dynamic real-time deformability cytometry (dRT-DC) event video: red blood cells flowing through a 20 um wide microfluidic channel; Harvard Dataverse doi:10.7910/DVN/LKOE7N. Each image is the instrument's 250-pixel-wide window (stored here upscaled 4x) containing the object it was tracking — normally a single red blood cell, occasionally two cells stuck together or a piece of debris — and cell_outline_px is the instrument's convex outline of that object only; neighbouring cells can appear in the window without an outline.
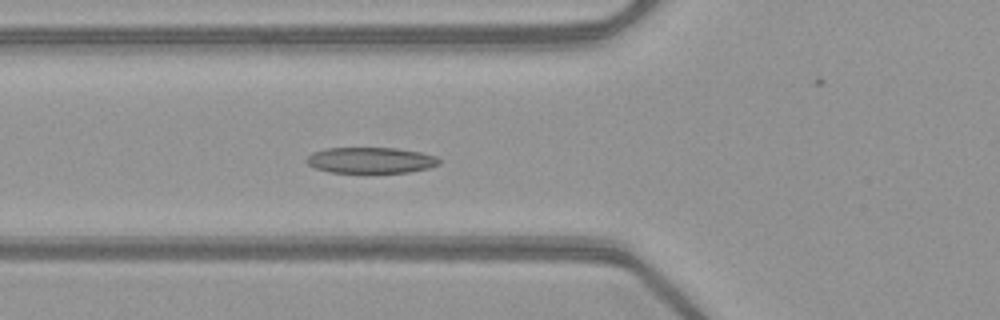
{"species": "common noctule bat (a hibernating species)", "species_latin": "Nyctalus noctula", "temperature_condition": "warm", "stored_images_in_passage": 36, "camera_frame_rate_fps": 3000, "um_per_image_px": 0.085, "animal": {"sex": "female", "body_mass_g": 21.9}, "frame": {"image": 1, "passage_image": 7, "time_ms": 2.0, "image_size_px": [1000, 320], "cell_outline_px": [[440, 164], [428, 168], [408, 172], [328, 172], [316, 168], [308, 164], [304, 160], [312, 152], [324, 148], [396, 148], [420, 152], [436, 156], [440, 160]], "centroid_in_image_um": [31.49, 13.61], "position_along_channel_um": 94.3, "area_um2": 20.0}}
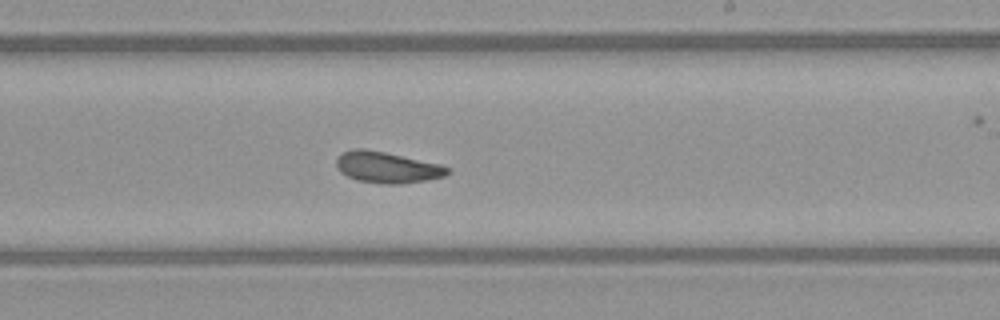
{"frame": {"image": 2, "passage_image": 19, "time_ms": 6.0, "image_size_px": [1000, 320], "cell_outline_px": [[452, 172], [444, 176], [428, 180], [400, 184], [384, 184], [356, 180], [340, 172], [336, 168], [336, 160], [340, 152], [352, 148], [364, 148], [384, 152], [440, 164], [448, 168]], "centroid_in_image_um": [32.86, 14.22], "position_along_channel_um": 256.1, "area_um2": 20.35}}
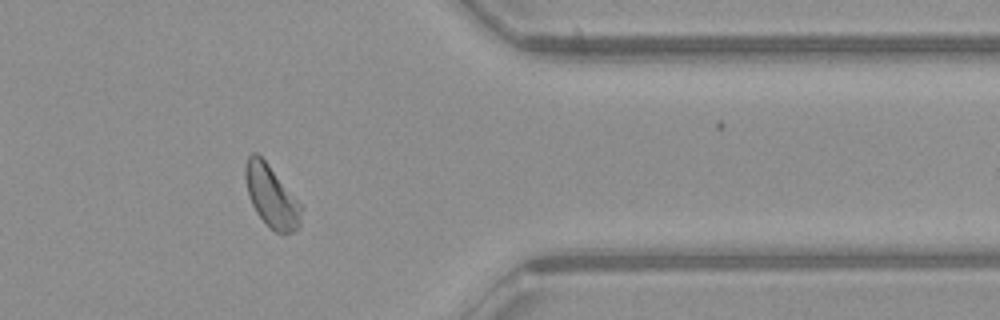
{"frame": {"image": 3, "passage_image": 30, "time_ms": 9.667, "image_size_px": [1000, 320], "cell_outline_px": [[304, 208], [300, 224], [292, 232], [276, 232], [256, 212], [248, 196], [244, 176], [244, 168], [248, 156], [252, 152], [256, 152], [268, 164]], "centroid_in_image_um": [23.06, 16.66], "position_along_channel_um": 388.3, "area_um2": 19.88}, "authors_computed_cell_mechanics": {"area_um2": 20.2589, "velocity_mm_per_s": 4.0268, "shape_relaxation_time_tau1_ms": 2.6659, "shape_relaxation_time_tau2_ms": 2.3568, "deformation_change_tau1": 0.1189, "deformation_change_tau2": 0.0975}}